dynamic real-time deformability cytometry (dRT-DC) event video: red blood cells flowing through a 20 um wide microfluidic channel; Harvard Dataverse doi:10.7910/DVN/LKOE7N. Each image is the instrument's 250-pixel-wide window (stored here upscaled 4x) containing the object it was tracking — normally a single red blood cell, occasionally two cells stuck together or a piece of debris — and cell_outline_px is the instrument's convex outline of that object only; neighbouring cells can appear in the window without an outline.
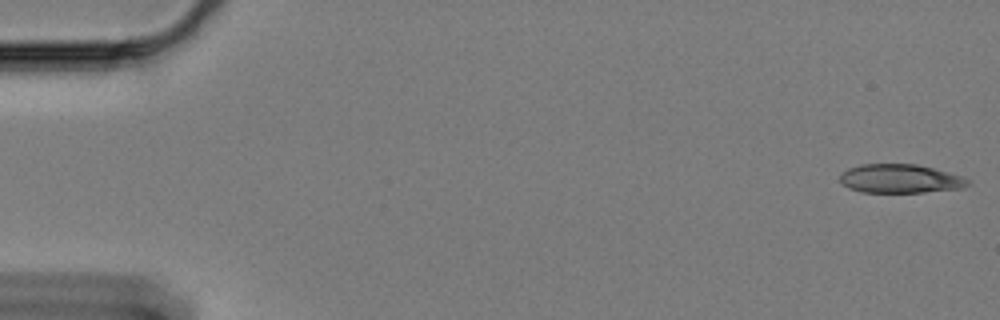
{"species": "Egyptian fruit bat (a non-hibernating species)", "species_latin": "Rousettus aegyptiacus", "temperature_condition": "cold", "stored_images_in_passage": 60, "camera_frame_rate_fps": 3000, "um_per_image_px": 0.085, "animal": {"sex": "female"}, "frame": {"image": 1, "passage_image": 1, "time_ms": 0.0, "image_size_px": [1000, 320], "cell_outline_px": [[968, 184], [960, 188], [924, 192], [860, 192], [848, 188], [840, 180], [840, 176], [848, 168], [860, 164], [916, 164], [948, 172], [960, 176], [968, 180]], "centroid_in_image_um": [76.47, 15.18], "position_along_channel_um": 8.5, "area_um2": 21.15}}
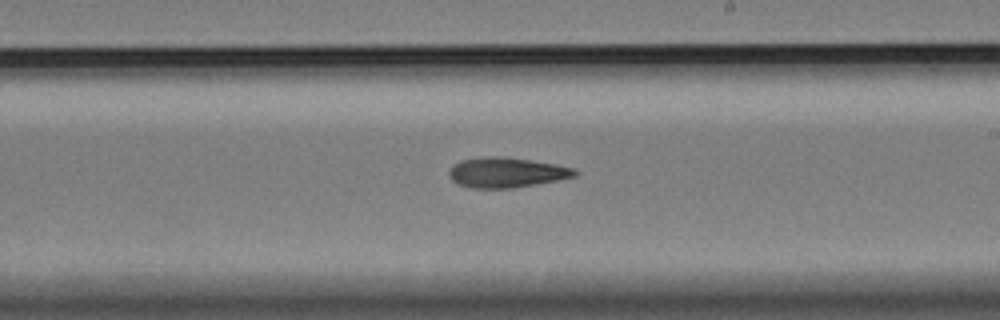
{"frame": {"image": 2, "passage_image": 35, "time_ms": 11.333, "image_size_px": [1000, 320], "cell_outline_px": [[580, 172], [576, 176], [556, 180], [512, 188], [472, 188], [460, 184], [452, 180], [448, 172], [452, 164], [460, 160], [484, 156], [500, 156], [556, 164], [572, 168]], "centroid_in_image_um": [43.02, 14.65], "position_along_channel_um": 246.0, "area_um2": 21.91}}
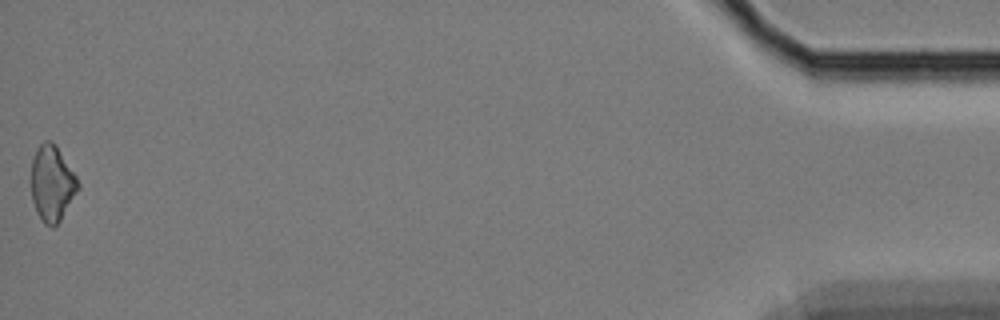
{"frame": {"image": 3, "passage_image": 60, "time_ms": 19.667, "image_size_px": [1000, 320], "cell_outline_px": [[80, 188], [60, 220], [52, 228], [44, 224], [36, 212], [32, 200], [28, 180], [32, 160], [36, 148], [44, 140], [52, 140], [56, 144], [76, 176], [80, 184]], "centroid_in_image_um": [4.38, 15.57], "position_along_channel_um": 430.8, "area_um2": 21.33}}